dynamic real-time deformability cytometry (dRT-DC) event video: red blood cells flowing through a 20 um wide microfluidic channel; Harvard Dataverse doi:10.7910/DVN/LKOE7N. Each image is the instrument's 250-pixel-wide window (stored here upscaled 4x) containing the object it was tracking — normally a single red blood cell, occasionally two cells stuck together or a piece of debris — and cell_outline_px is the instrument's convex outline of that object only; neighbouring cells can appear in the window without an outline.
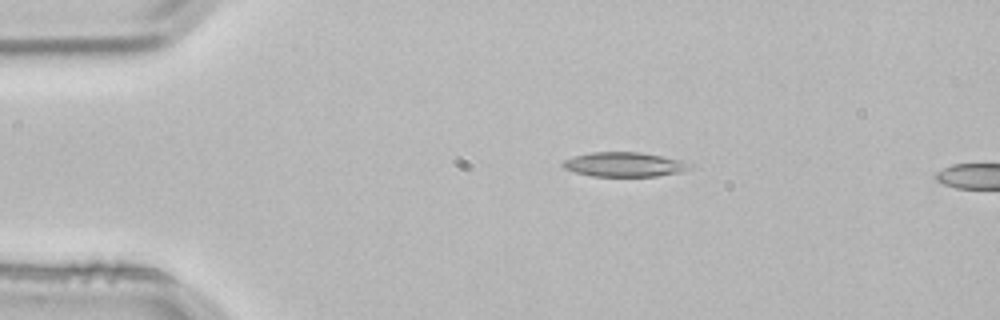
{"species": "common noctule bat (a hibernating species)", "species_latin": "Nyctalus noctula", "temperature_condition": "room temperature", "stored_images_in_passage": 2, "camera_frame_rate_fps": 3000, "um_per_image_px": 0.085, "animal": {"sex": "male", "body_mass_g": 21.5, "forearm_length_mm": 52.0}, "frame": {"image": 1, "passage_image": 1, "time_ms": 0.0, "image_size_px": [1000, 320], "cell_outline_px": [[696, 164], [692, 168], [680, 172], [656, 176], [592, 176], [576, 172], [564, 168], [560, 164], [564, 160], [576, 156], [592, 152], [640, 152], [680, 160]], "centroid_in_image_um": [53.1, 13.98], "position_along_channel_um": 31.9, "area_um2": 18.03}}